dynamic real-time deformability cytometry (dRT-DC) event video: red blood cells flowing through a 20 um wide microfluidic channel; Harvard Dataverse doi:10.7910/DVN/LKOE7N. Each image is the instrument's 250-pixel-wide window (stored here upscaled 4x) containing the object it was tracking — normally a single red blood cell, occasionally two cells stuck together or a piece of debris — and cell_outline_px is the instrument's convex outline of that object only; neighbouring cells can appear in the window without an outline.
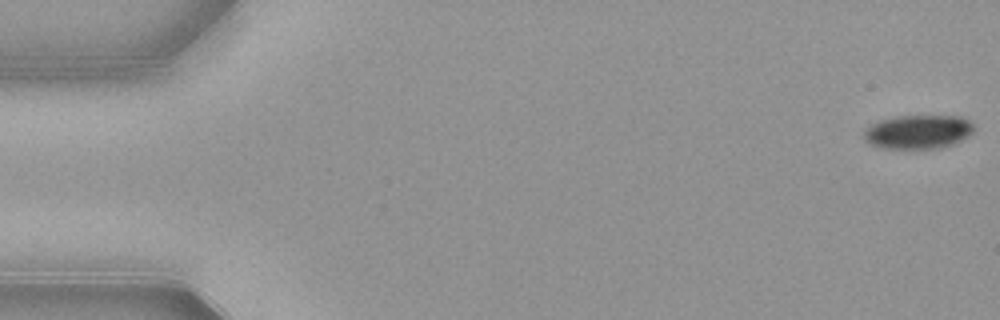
{"species": "common noctule bat (a hibernating species)", "species_latin": "Nyctalus noctula", "temperature_condition": "warm", "stored_images_in_passage": 16, "camera_frame_rate_fps": 3000, "um_per_image_px": 0.085, "animal": {"sex": "female", "body_mass_g": 21.9}, "frame": {"image": 1, "passage_image": 1, "time_ms": 0.0, "image_size_px": [1000, 320], "cell_outline_px": [[976, 128], [968, 136], [952, 144], [940, 148], [880, 148], [864, 140], [864, 132], [872, 124], [880, 120], [896, 116], [960, 116], [968, 120]], "centroid_in_image_um": [78.05, 11.2], "position_along_channel_um": 6.9, "area_um2": 21.56}}